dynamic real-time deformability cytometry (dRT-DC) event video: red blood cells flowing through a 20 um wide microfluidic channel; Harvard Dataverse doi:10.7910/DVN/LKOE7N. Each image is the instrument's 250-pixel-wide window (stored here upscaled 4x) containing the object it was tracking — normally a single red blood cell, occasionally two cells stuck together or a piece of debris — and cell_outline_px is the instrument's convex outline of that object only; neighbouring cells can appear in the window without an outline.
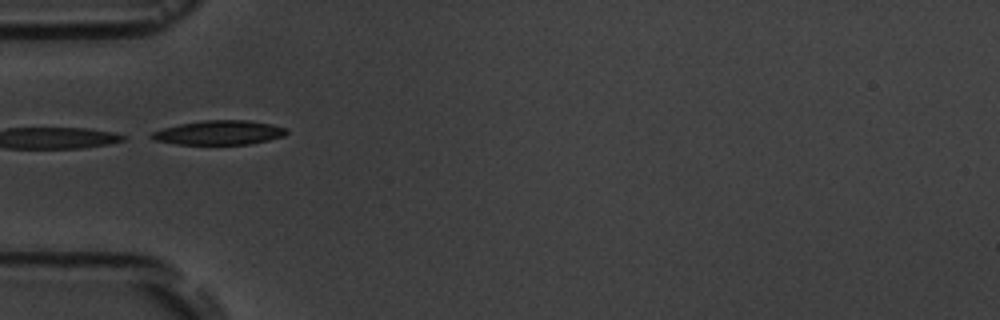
{"species": "common noctule bat (a hibernating species)", "species_latin": "Nyctalus noctula", "temperature_condition": "room temperature", "stored_images_in_passage": 6, "camera_frame_rate_fps": 3000, "um_per_image_px": 0.085, "animal": {"sex": "male", "body_mass_g": 19.5, "forearm_length_mm": 54.6}, "frame": {"image": 1, "passage_image": 4, "time_ms": 3.667, "image_size_px": [1000, 320], "cell_outline_px": [[288, 132], [284, 136], [268, 140], [248, 144], [176, 144], [152, 140], [148, 136], [152, 132], [164, 128], [180, 124], [204, 120], [248, 120], [272, 124], [288, 128]], "centroid_in_image_um": [18.63, 11.27], "position_along_channel_um": 66.4, "area_um2": 19.13}}